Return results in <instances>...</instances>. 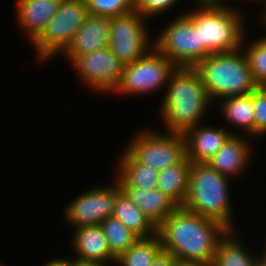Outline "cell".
<instances>
[{
    "label": "cell",
    "mask_w": 266,
    "mask_h": 266,
    "mask_svg": "<svg viewBox=\"0 0 266 266\" xmlns=\"http://www.w3.org/2000/svg\"><path fill=\"white\" fill-rule=\"evenodd\" d=\"M228 229L221 223L178 207L158 227L163 251L177 260L211 265Z\"/></svg>",
    "instance_id": "cell-1"
},
{
    "label": "cell",
    "mask_w": 266,
    "mask_h": 266,
    "mask_svg": "<svg viewBox=\"0 0 266 266\" xmlns=\"http://www.w3.org/2000/svg\"><path fill=\"white\" fill-rule=\"evenodd\" d=\"M160 103L164 132L184 134L201 124L211 99L193 67H177L170 75Z\"/></svg>",
    "instance_id": "cell-2"
},
{
    "label": "cell",
    "mask_w": 266,
    "mask_h": 266,
    "mask_svg": "<svg viewBox=\"0 0 266 266\" xmlns=\"http://www.w3.org/2000/svg\"><path fill=\"white\" fill-rule=\"evenodd\" d=\"M197 7L183 14L199 29L200 61L213 53L234 52L241 48L246 21L240 10L226 2L198 3Z\"/></svg>",
    "instance_id": "cell-3"
},
{
    "label": "cell",
    "mask_w": 266,
    "mask_h": 266,
    "mask_svg": "<svg viewBox=\"0 0 266 266\" xmlns=\"http://www.w3.org/2000/svg\"><path fill=\"white\" fill-rule=\"evenodd\" d=\"M230 180L207 163H192L188 193L182 208L215 220L228 230H236Z\"/></svg>",
    "instance_id": "cell-4"
},
{
    "label": "cell",
    "mask_w": 266,
    "mask_h": 266,
    "mask_svg": "<svg viewBox=\"0 0 266 266\" xmlns=\"http://www.w3.org/2000/svg\"><path fill=\"white\" fill-rule=\"evenodd\" d=\"M199 74L211 101L253 92L255 83L241 48L213 53L193 67Z\"/></svg>",
    "instance_id": "cell-5"
},
{
    "label": "cell",
    "mask_w": 266,
    "mask_h": 266,
    "mask_svg": "<svg viewBox=\"0 0 266 266\" xmlns=\"http://www.w3.org/2000/svg\"><path fill=\"white\" fill-rule=\"evenodd\" d=\"M88 15L84 0H61L57 13L32 42L37 60L47 62L63 53Z\"/></svg>",
    "instance_id": "cell-6"
},
{
    "label": "cell",
    "mask_w": 266,
    "mask_h": 266,
    "mask_svg": "<svg viewBox=\"0 0 266 266\" xmlns=\"http://www.w3.org/2000/svg\"><path fill=\"white\" fill-rule=\"evenodd\" d=\"M176 68L172 61L153 47L138 60L124 65L121 82L112 93L129 97L157 92L167 85Z\"/></svg>",
    "instance_id": "cell-7"
},
{
    "label": "cell",
    "mask_w": 266,
    "mask_h": 266,
    "mask_svg": "<svg viewBox=\"0 0 266 266\" xmlns=\"http://www.w3.org/2000/svg\"><path fill=\"white\" fill-rule=\"evenodd\" d=\"M138 132L125 149L143 165L162 171L186 155L183 134L161 133L150 128Z\"/></svg>",
    "instance_id": "cell-8"
},
{
    "label": "cell",
    "mask_w": 266,
    "mask_h": 266,
    "mask_svg": "<svg viewBox=\"0 0 266 266\" xmlns=\"http://www.w3.org/2000/svg\"><path fill=\"white\" fill-rule=\"evenodd\" d=\"M146 20L135 10L110 17L108 48L123 64L138 60L154 47Z\"/></svg>",
    "instance_id": "cell-9"
},
{
    "label": "cell",
    "mask_w": 266,
    "mask_h": 266,
    "mask_svg": "<svg viewBox=\"0 0 266 266\" xmlns=\"http://www.w3.org/2000/svg\"><path fill=\"white\" fill-rule=\"evenodd\" d=\"M153 39L154 47L177 67H194L200 62L199 29L182 13Z\"/></svg>",
    "instance_id": "cell-10"
},
{
    "label": "cell",
    "mask_w": 266,
    "mask_h": 266,
    "mask_svg": "<svg viewBox=\"0 0 266 266\" xmlns=\"http://www.w3.org/2000/svg\"><path fill=\"white\" fill-rule=\"evenodd\" d=\"M115 179L111 187H96L72 199L64 208V219L74 229L101 225L105 219L112 216L117 196L123 191L120 182Z\"/></svg>",
    "instance_id": "cell-11"
},
{
    "label": "cell",
    "mask_w": 266,
    "mask_h": 266,
    "mask_svg": "<svg viewBox=\"0 0 266 266\" xmlns=\"http://www.w3.org/2000/svg\"><path fill=\"white\" fill-rule=\"evenodd\" d=\"M70 64L79 81L92 91L105 95L112 93L120 84L125 65L108 47L77 56Z\"/></svg>",
    "instance_id": "cell-12"
},
{
    "label": "cell",
    "mask_w": 266,
    "mask_h": 266,
    "mask_svg": "<svg viewBox=\"0 0 266 266\" xmlns=\"http://www.w3.org/2000/svg\"><path fill=\"white\" fill-rule=\"evenodd\" d=\"M109 41L110 17L89 14L61 54L71 63L77 56L109 47Z\"/></svg>",
    "instance_id": "cell-13"
},
{
    "label": "cell",
    "mask_w": 266,
    "mask_h": 266,
    "mask_svg": "<svg viewBox=\"0 0 266 266\" xmlns=\"http://www.w3.org/2000/svg\"><path fill=\"white\" fill-rule=\"evenodd\" d=\"M198 124L188 129L183 137L185 139L186 157L192 163H206L223 146L232 134H239L228 130L226 126L216 128Z\"/></svg>",
    "instance_id": "cell-14"
},
{
    "label": "cell",
    "mask_w": 266,
    "mask_h": 266,
    "mask_svg": "<svg viewBox=\"0 0 266 266\" xmlns=\"http://www.w3.org/2000/svg\"><path fill=\"white\" fill-rule=\"evenodd\" d=\"M246 137V135L243 138L242 135L232 134L206 163L228 178L239 176V174L241 176L247 169L253 154L251 150L253 147L249 143L251 140L248 141Z\"/></svg>",
    "instance_id": "cell-15"
},
{
    "label": "cell",
    "mask_w": 266,
    "mask_h": 266,
    "mask_svg": "<svg viewBox=\"0 0 266 266\" xmlns=\"http://www.w3.org/2000/svg\"><path fill=\"white\" fill-rule=\"evenodd\" d=\"M71 243L76 256L75 258L72 257L73 260L105 262L110 263L111 266L116 263V257L108 247L105 232L101 225L75 228Z\"/></svg>",
    "instance_id": "cell-16"
},
{
    "label": "cell",
    "mask_w": 266,
    "mask_h": 266,
    "mask_svg": "<svg viewBox=\"0 0 266 266\" xmlns=\"http://www.w3.org/2000/svg\"><path fill=\"white\" fill-rule=\"evenodd\" d=\"M61 0H16L17 23L32 43L57 13Z\"/></svg>",
    "instance_id": "cell-17"
},
{
    "label": "cell",
    "mask_w": 266,
    "mask_h": 266,
    "mask_svg": "<svg viewBox=\"0 0 266 266\" xmlns=\"http://www.w3.org/2000/svg\"><path fill=\"white\" fill-rule=\"evenodd\" d=\"M132 202L158 227L179 206L162 191L136 186H121Z\"/></svg>",
    "instance_id": "cell-18"
},
{
    "label": "cell",
    "mask_w": 266,
    "mask_h": 266,
    "mask_svg": "<svg viewBox=\"0 0 266 266\" xmlns=\"http://www.w3.org/2000/svg\"><path fill=\"white\" fill-rule=\"evenodd\" d=\"M122 154V155H121ZM117 174L121 186L156 189L159 171L138 162L125 148L117 160Z\"/></svg>",
    "instance_id": "cell-19"
},
{
    "label": "cell",
    "mask_w": 266,
    "mask_h": 266,
    "mask_svg": "<svg viewBox=\"0 0 266 266\" xmlns=\"http://www.w3.org/2000/svg\"><path fill=\"white\" fill-rule=\"evenodd\" d=\"M236 232L239 233L228 230L219 240L211 266H259V256L249 252L242 239L235 236Z\"/></svg>",
    "instance_id": "cell-20"
},
{
    "label": "cell",
    "mask_w": 266,
    "mask_h": 266,
    "mask_svg": "<svg viewBox=\"0 0 266 266\" xmlns=\"http://www.w3.org/2000/svg\"><path fill=\"white\" fill-rule=\"evenodd\" d=\"M192 162L186 155L176 164L159 171L156 188L171 198L179 207H182L189 184V171Z\"/></svg>",
    "instance_id": "cell-21"
},
{
    "label": "cell",
    "mask_w": 266,
    "mask_h": 266,
    "mask_svg": "<svg viewBox=\"0 0 266 266\" xmlns=\"http://www.w3.org/2000/svg\"><path fill=\"white\" fill-rule=\"evenodd\" d=\"M112 216L120 220L140 238H149L157 234V227L124 191L117 196Z\"/></svg>",
    "instance_id": "cell-22"
},
{
    "label": "cell",
    "mask_w": 266,
    "mask_h": 266,
    "mask_svg": "<svg viewBox=\"0 0 266 266\" xmlns=\"http://www.w3.org/2000/svg\"><path fill=\"white\" fill-rule=\"evenodd\" d=\"M222 115L229 124L244 130V134L254 137V109H253V92L230 96L219 100ZM252 135V136H251Z\"/></svg>",
    "instance_id": "cell-23"
},
{
    "label": "cell",
    "mask_w": 266,
    "mask_h": 266,
    "mask_svg": "<svg viewBox=\"0 0 266 266\" xmlns=\"http://www.w3.org/2000/svg\"><path fill=\"white\" fill-rule=\"evenodd\" d=\"M163 251L160 237L139 238L132 246L116 258L115 266H151Z\"/></svg>",
    "instance_id": "cell-24"
},
{
    "label": "cell",
    "mask_w": 266,
    "mask_h": 266,
    "mask_svg": "<svg viewBox=\"0 0 266 266\" xmlns=\"http://www.w3.org/2000/svg\"><path fill=\"white\" fill-rule=\"evenodd\" d=\"M101 226L105 232L108 247L117 258L132 246L140 237L113 216L105 219Z\"/></svg>",
    "instance_id": "cell-25"
},
{
    "label": "cell",
    "mask_w": 266,
    "mask_h": 266,
    "mask_svg": "<svg viewBox=\"0 0 266 266\" xmlns=\"http://www.w3.org/2000/svg\"><path fill=\"white\" fill-rule=\"evenodd\" d=\"M244 36L241 50L243 51L248 66L251 70L255 83L258 86H266V35L259 39H254L252 43L244 45ZM244 45V46H243Z\"/></svg>",
    "instance_id": "cell-26"
},
{
    "label": "cell",
    "mask_w": 266,
    "mask_h": 266,
    "mask_svg": "<svg viewBox=\"0 0 266 266\" xmlns=\"http://www.w3.org/2000/svg\"><path fill=\"white\" fill-rule=\"evenodd\" d=\"M90 15L115 17L134 10L133 0H84Z\"/></svg>",
    "instance_id": "cell-27"
},
{
    "label": "cell",
    "mask_w": 266,
    "mask_h": 266,
    "mask_svg": "<svg viewBox=\"0 0 266 266\" xmlns=\"http://www.w3.org/2000/svg\"><path fill=\"white\" fill-rule=\"evenodd\" d=\"M254 137L266 134V86H258L253 91Z\"/></svg>",
    "instance_id": "cell-28"
},
{
    "label": "cell",
    "mask_w": 266,
    "mask_h": 266,
    "mask_svg": "<svg viewBox=\"0 0 266 266\" xmlns=\"http://www.w3.org/2000/svg\"><path fill=\"white\" fill-rule=\"evenodd\" d=\"M179 0H133L134 10L143 17H156L165 11L172 9Z\"/></svg>",
    "instance_id": "cell-29"
},
{
    "label": "cell",
    "mask_w": 266,
    "mask_h": 266,
    "mask_svg": "<svg viewBox=\"0 0 266 266\" xmlns=\"http://www.w3.org/2000/svg\"><path fill=\"white\" fill-rule=\"evenodd\" d=\"M177 261L174 255L162 251L152 262L151 266H175Z\"/></svg>",
    "instance_id": "cell-30"
},
{
    "label": "cell",
    "mask_w": 266,
    "mask_h": 266,
    "mask_svg": "<svg viewBox=\"0 0 266 266\" xmlns=\"http://www.w3.org/2000/svg\"><path fill=\"white\" fill-rule=\"evenodd\" d=\"M49 262H46L44 266H73V260L67 259V258H55L48 260Z\"/></svg>",
    "instance_id": "cell-31"
},
{
    "label": "cell",
    "mask_w": 266,
    "mask_h": 266,
    "mask_svg": "<svg viewBox=\"0 0 266 266\" xmlns=\"http://www.w3.org/2000/svg\"><path fill=\"white\" fill-rule=\"evenodd\" d=\"M110 266V264L105 262H93V261H77L73 260V266Z\"/></svg>",
    "instance_id": "cell-32"
},
{
    "label": "cell",
    "mask_w": 266,
    "mask_h": 266,
    "mask_svg": "<svg viewBox=\"0 0 266 266\" xmlns=\"http://www.w3.org/2000/svg\"><path fill=\"white\" fill-rule=\"evenodd\" d=\"M175 266H211V265L201 264V263L183 262V261L178 260Z\"/></svg>",
    "instance_id": "cell-33"
},
{
    "label": "cell",
    "mask_w": 266,
    "mask_h": 266,
    "mask_svg": "<svg viewBox=\"0 0 266 266\" xmlns=\"http://www.w3.org/2000/svg\"><path fill=\"white\" fill-rule=\"evenodd\" d=\"M263 250H265V252L262 253L263 255H261V257L259 256V266H266V245Z\"/></svg>",
    "instance_id": "cell-34"
},
{
    "label": "cell",
    "mask_w": 266,
    "mask_h": 266,
    "mask_svg": "<svg viewBox=\"0 0 266 266\" xmlns=\"http://www.w3.org/2000/svg\"><path fill=\"white\" fill-rule=\"evenodd\" d=\"M197 3H223L222 0H194Z\"/></svg>",
    "instance_id": "cell-35"
},
{
    "label": "cell",
    "mask_w": 266,
    "mask_h": 266,
    "mask_svg": "<svg viewBox=\"0 0 266 266\" xmlns=\"http://www.w3.org/2000/svg\"><path fill=\"white\" fill-rule=\"evenodd\" d=\"M243 1H245V0H243ZM246 1H248V0H246ZM249 2H254V3H264L265 4V7L264 8H266V0H250ZM266 9H264L263 10V12L265 11Z\"/></svg>",
    "instance_id": "cell-36"
},
{
    "label": "cell",
    "mask_w": 266,
    "mask_h": 266,
    "mask_svg": "<svg viewBox=\"0 0 266 266\" xmlns=\"http://www.w3.org/2000/svg\"><path fill=\"white\" fill-rule=\"evenodd\" d=\"M264 22V23H263ZM261 23L266 26V14L262 17Z\"/></svg>",
    "instance_id": "cell-37"
},
{
    "label": "cell",
    "mask_w": 266,
    "mask_h": 266,
    "mask_svg": "<svg viewBox=\"0 0 266 266\" xmlns=\"http://www.w3.org/2000/svg\"><path fill=\"white\" fill-rule=\"evenodd\" d=\"M266 14V10L264 11V13L263 14H261V18L264 16Z\"/></svg>",
    "instance_id": "cell-38"
}]
</instances>
